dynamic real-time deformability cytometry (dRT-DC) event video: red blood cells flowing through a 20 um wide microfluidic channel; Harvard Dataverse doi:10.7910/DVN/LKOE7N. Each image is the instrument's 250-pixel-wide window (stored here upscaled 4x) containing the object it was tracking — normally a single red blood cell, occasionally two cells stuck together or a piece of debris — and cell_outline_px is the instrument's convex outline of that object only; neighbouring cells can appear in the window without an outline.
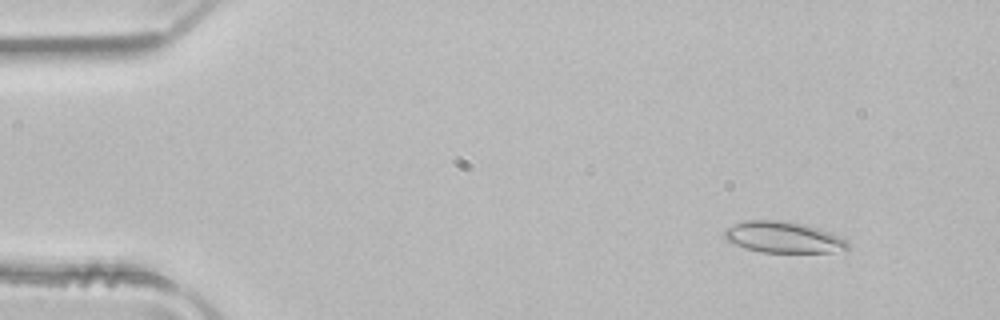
{"species": "common noctule bat (a hibernating species)", "species_latin": "Nyctalus noctula", "temperature_condition": "room temperature", "stored_images_in_passage": 51, "camera_frame_rate_fps": 3000, "um_per_image_px": 0.085, "animal": {"sex": "male", "body_mass_g": 21.5, "forearm_length_mm": 52.0}, "frame": {"image": 1, "passage_image": 6, "time_ms": 1.667, "image_size_px": [1000, 320], "cell_outline_px": [[848, 248], [832, 252], [760, 252], [744, 248], [728, 240], [724, 236], [724, 228], [744, 220], [780, 220], [804, 224], [820, 228], [844, 240], [848, 244]], "centroid_in_image_um": [66.52, 20.15], "position_along_channel_um": 18.5, "area_um2": 22.2}}
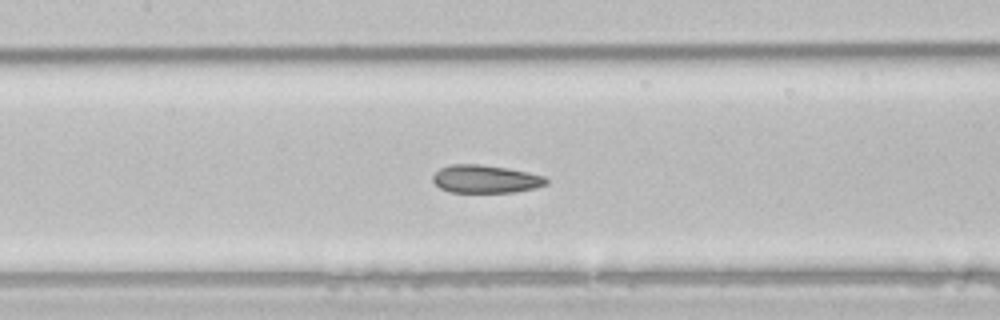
{"frame": {"image": 2, "passage_image": 24, "time_ms": 7.667, "image_size_px": [1000, 320], "cell_outline_px": [[548, 184], [536, 188], [512, 192], [448, 192], [440, 188], [432, 180], [432, 176], [440, 168], [452, 164], [480, 164], [508, 168], [528, 172], [544, 176], [548, 180]], "centroid_in_image_um": [41.28, 15.21], "position_along_channel_um": 166.1, "area_um2": 18.55}}
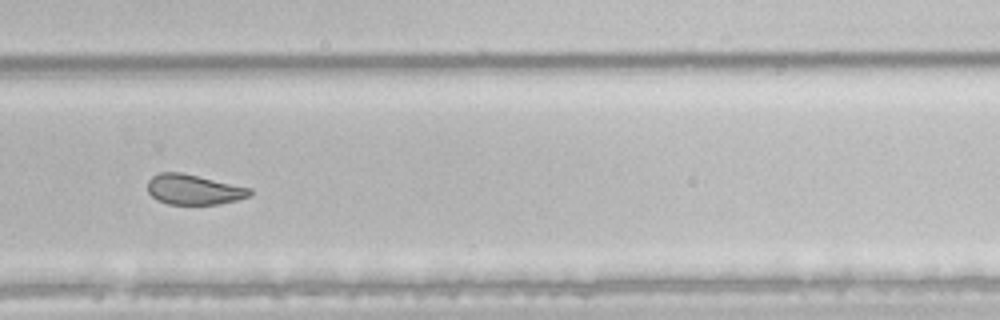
{"frame": {"image": 3, "passage_image": 35, "time_ms": 11.333, "image_size_px": [1000, 320], "cell_outline_px": [[252, 196], [220, 204], [168, 204], [152, 196], [148, 192], [148, 180], [152, 176], [160, 172], [180, 172], [252, 188]], "centroid_in_image_um": [16.49, 16.11], "position_along_channel_um": 313.3, "area_um2": 17.92}}